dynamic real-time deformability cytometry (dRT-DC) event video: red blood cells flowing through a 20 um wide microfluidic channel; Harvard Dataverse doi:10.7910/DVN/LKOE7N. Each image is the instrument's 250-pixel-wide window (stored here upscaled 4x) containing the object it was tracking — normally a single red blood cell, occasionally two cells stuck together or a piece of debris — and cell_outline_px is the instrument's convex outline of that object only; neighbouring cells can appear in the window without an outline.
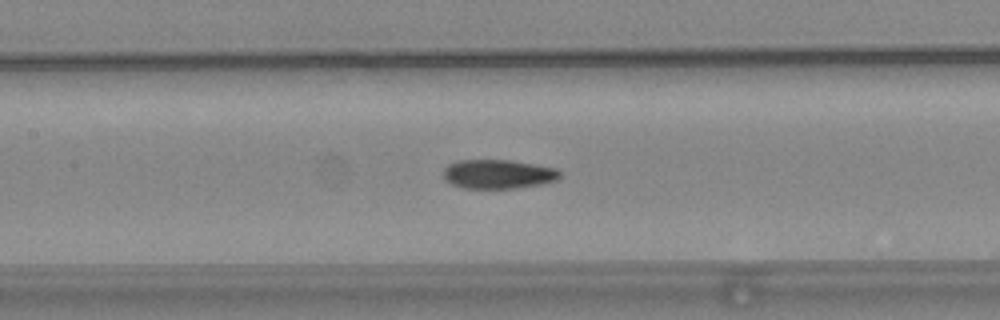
{"species": "common noctule bat (a hibernating species)", "species_latin": "Nyctalus noctula", "temperature_condition": "warm", "stored_images_in_passage": 45, "camera_frame_rate_fps": 3000, "um_per_image_px": 0.085, "animal": {"sex": "female", "body_mass_g": 24.6, "forearm_length_mm": 56.2}, "frame": {"image": 1, "passage_image": 25, "time_ms": 8.0, "image_size_px": [1000, 320], "cell_outline_px": [[560, 176], [556, 180], [540, 184], [516, 188], [464, 188], [452, 184], [444, 180], [444, 168], [448, 164], [456, 160], [512, 160], [556, 168], [560, 172]], "centroid_in_image_um": [42.31, 14.79], "position_along_channel_um": 165.1, "area_um2": 19.77}}
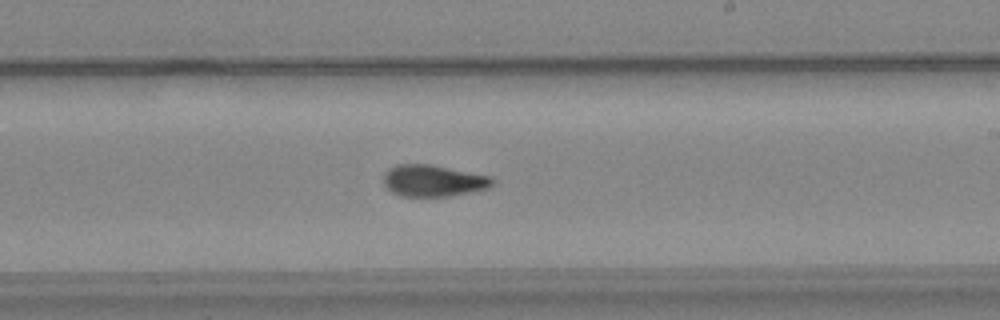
{"frame": {"image": 2, "passage_image": 32, "time_ms": 10.333, "image_size_px": [1000, 320], "cell_outline_px": [[496, 184], [488, 188], [448, 196], [400, 196], [392, 192], [384, 184], [384, 172], [388, 168], [396, 164], [428, 164], [492, 176]], "centroid_in_image_um": [36.82, 15.35], "position_along_channel_um": 252.2, "area_um2": 20.06}}
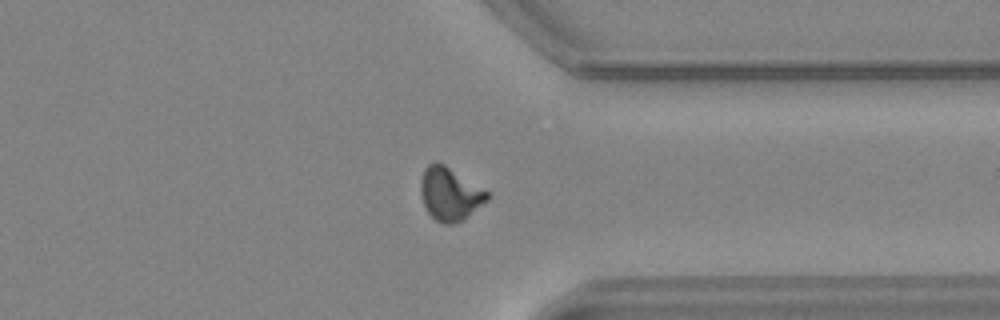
{"frame": {"image": 3, "passage_image": 42, "time_ms": 13.667, "image_size_px": [1000, 320], "cell_outline_px": [[492, 196], [488, 200], [456, 224], [444, 224], [436, 220], [428, 212], [420, 196], [420, 180], [424, 168], [428, 164], [436, 160], [444, 164], [488, 192]], "centroid_in_image_um": [38.21, 16.47], "position_along_channel_um": 373.2, "area_um2": 20.52}}